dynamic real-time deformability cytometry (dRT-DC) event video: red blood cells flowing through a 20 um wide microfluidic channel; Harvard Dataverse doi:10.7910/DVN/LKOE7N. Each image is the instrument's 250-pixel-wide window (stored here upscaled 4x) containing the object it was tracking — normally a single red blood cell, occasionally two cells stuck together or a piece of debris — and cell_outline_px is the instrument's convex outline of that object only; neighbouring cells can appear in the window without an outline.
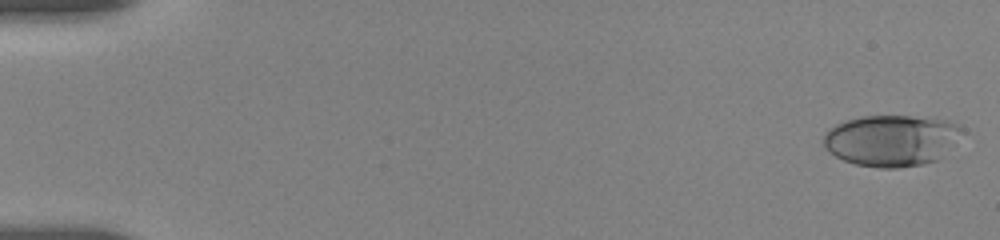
{"species": "human", "species_latin": "Homo sapiens", "temperature_condition": "room temperature", "stored_images_in_passage": 10, "camera_frame_rate_fps": 3000, "um_per_image_px": 0.085, "donor": {"sex": "female"}, "frame": {"image": 1, "passage_image": 1, "time_ms": 0.0, "image_size_px": [1000, 240], "cell_outline_px": [[960, 128], [936, 160], [924, 164], [896, 168], [880, 168], [856, 164], [844, 160], [828, 152], [824, 144], [824, 136], [828, 128], [836, 124], [860, 116], [912, 116], [952, 124]], "centroid_in_image_um": [75.57, 11.95], "position_along_channel_um": 9.4, "area_um2": 39.71}}
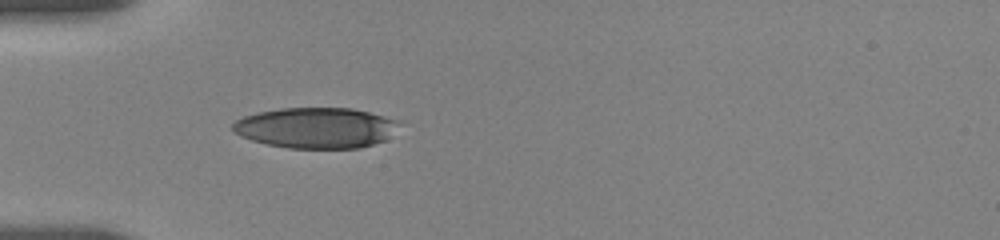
{"frame": {"image": 2, "passage_image": 9, "time_ms": 5.333, "image_size_px": [1000, 240], "cell_outline_px": [[400, 120], [384, 140], [360, 148], [288, 148], [268, 144], [252, 140], [240, 136], [232, 128], [232, 124], [236, 120], [244, 116], [260, 112], [280, 108], [352, 108]], "centroid_in_image_um": [26.81, 10.86], "position_along_channel_um": 58.2, "area_um2": 38.96}}